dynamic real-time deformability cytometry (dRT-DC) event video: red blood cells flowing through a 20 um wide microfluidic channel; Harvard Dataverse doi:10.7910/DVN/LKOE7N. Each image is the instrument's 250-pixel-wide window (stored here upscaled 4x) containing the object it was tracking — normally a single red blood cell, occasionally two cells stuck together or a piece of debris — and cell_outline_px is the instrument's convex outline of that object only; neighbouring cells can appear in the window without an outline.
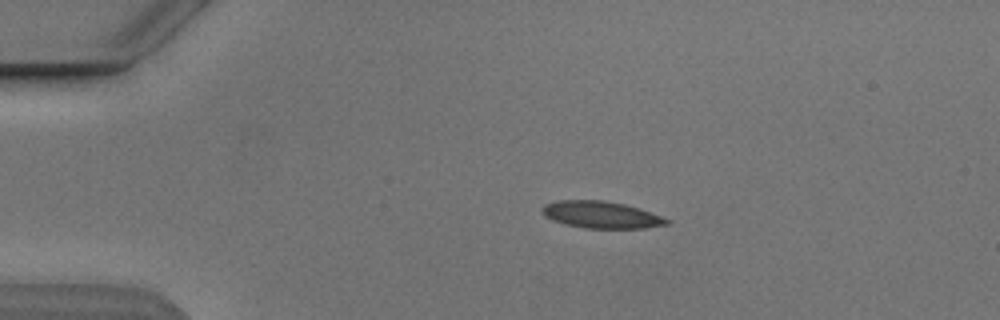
{"species": "Egyptian fruit bat (a non-hibernating species)", "species_latin": "Rousettus aegyptiacus", "temperature_condition": "cold", "stored_images_in_passage": 6, "camera_frame_rate_fps": 3000, "um_per_image_px": 0.085, "animal": {"sex": "male"}, "frame": {"image": 1, "passage_image": 4, "time_ms": 3.333, "image_size_px": [1000, 320], "cell_outline_px": [[672, 220], [668, 224], [644, 228], [584, 228], [564, 224], [552, 220], [544, 216], [540, 212], [540, 208], [544, 204], [560, 200], [604, 200], [624, 204], [640, 208]], "centroid_in_image_um": [51.07, 18.25], "position_along_channel_um": 33.9, "area_um2": 19.77}}
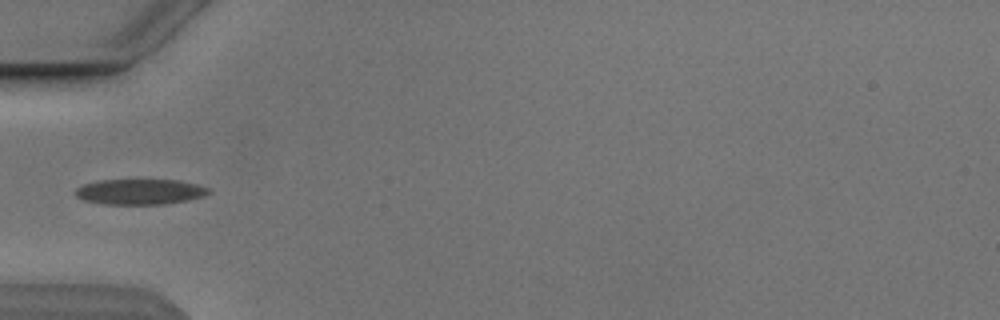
{"frame": {"image": 2, "passage_image": 6, "time_ms": 5.667, "image_size_px": [1000, 320], "cell_outline_px": [[212, 192], [204, 196], [188, 200], [164, 204], [100, 204], [84, 200], [76, 196], [72, 192], [76, 188], [84, 184], [96, 180], [180, 180], [212, 188]], "centroid_in_image_um": [11.9, 16.3], "position_along_channel_um": 73.1, "area_um2": 20.06}}